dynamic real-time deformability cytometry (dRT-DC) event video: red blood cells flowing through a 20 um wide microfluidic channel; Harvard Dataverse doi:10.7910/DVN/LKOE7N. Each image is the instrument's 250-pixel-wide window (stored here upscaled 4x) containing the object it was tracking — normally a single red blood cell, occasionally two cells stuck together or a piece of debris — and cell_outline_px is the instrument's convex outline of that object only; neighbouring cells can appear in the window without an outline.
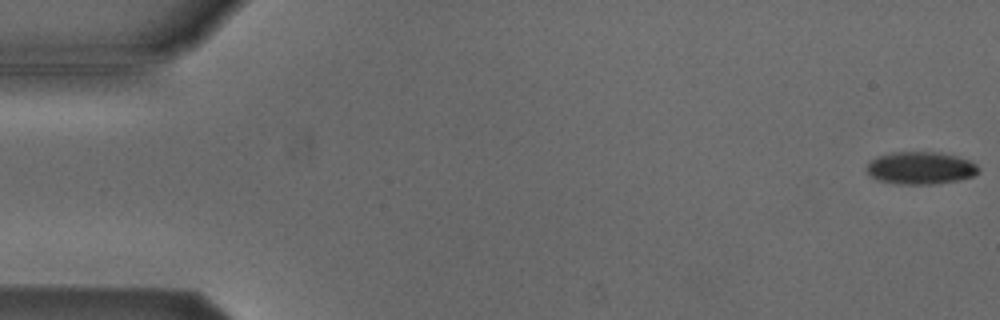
{"species": "Egyptian fruit bat (a non-hibernating species)", "species_latin": "Rousettus aegyptiacus", "temperature_condition": "cold", "stored_images_in_passage": 54, "camera_frame_rate_fps": 3000, "um_per_image_px": 0.085, "animal": {"sex": "male"}, "frame": {"image": 1, "passage_image": 1, "time_ms": 0.0, "image_size_px": [1000, 320], "cell_outline_px": [[980, 168], [972, 176], [960, 180], [932, 184], [896, 184], [876, 180], [864, 168], [872, 160], [880, 156], [892, 152], [936, 152], [956, 156], [968, 160], [976, 164]], "centroid_in_image_um": [78.23, 14.29], "position_along_channel_um": 6.8, "area_um2": 21.04}}
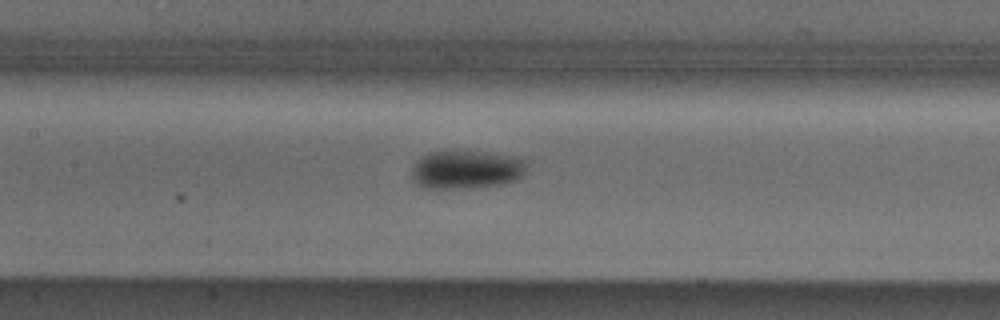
{"frame": {"image": 2, "passage_image": 25, "time_ms": 8.0, "image_size_px": [1000, 320], "cell_outline_px": [[528, 172], [524, 176], [516, 180], [504, 184], [468, 188], [424, 188], [412, 180], [412, 168], [428, 152], [444, 148], [452, 148], [508, 156], [524, 160]], "centroid_in_image_um": [39.63, 14.39], "position_along_channel_um": 167.8, "area_um2": 26.24}}
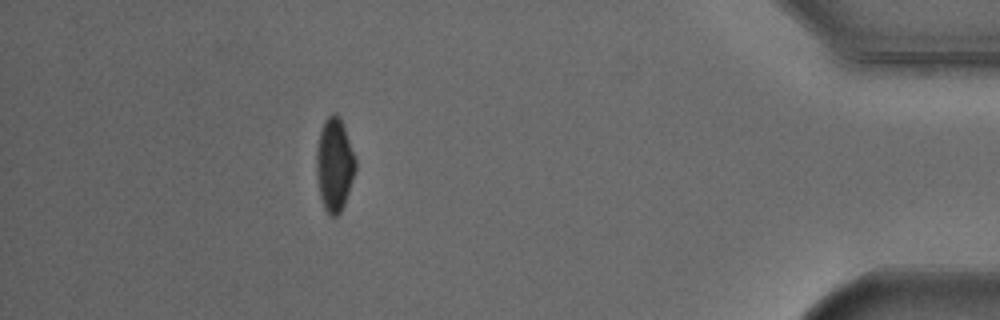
{"frame": {"image": 3, "passage_image": 48, "time_ms": 15.667, "image_size_px": [1000, 320], "cell_outline_px": [[356, 168], [344, 204], [340, 212], [336, 216], [328, 216], [324, 208], [320, 196], [316, 172], [316, 152], [320, 132], [324, 120], [332, 112], [336, 112], [340, 116], [356, 160]], "centroid_in_image_um": [28.41, 13.98], "position_along_channel_um": 406.8, "area_um2": 21.15}, "authors_computed_cell_mechanics": {"area_um2": 22.4264, "velocity_mm_per_s": 3.8302, "shape_relaxation_time_tau1_ms": 6.6036, "shape_relaxation_time_tau2_ms": null, "deformation_change_tau1": 0.1087, "deformation_change_tau2": null}}